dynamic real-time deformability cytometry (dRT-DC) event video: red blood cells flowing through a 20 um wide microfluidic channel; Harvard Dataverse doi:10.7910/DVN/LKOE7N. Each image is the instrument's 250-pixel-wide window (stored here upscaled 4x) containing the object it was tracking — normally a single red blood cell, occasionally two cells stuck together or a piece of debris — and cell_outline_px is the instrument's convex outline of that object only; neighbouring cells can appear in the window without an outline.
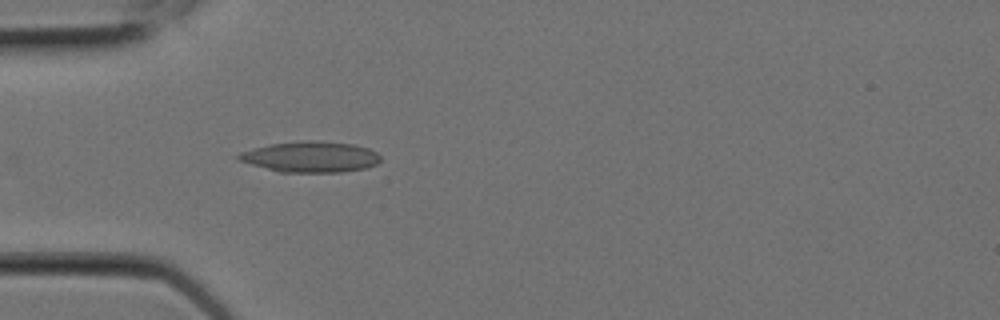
{"species": "Egyptian fruit bat (a non-hibernating species)", "species_latin": "Rousettus aegyptiacus", "temperature_condition": "room temperature", "stored_images_in_passage": 5, "camera_frame_rate_fps": 3000, "um_per_image_px": 0.085, "animal": {"sex": "female"}, "frame": {"image": 1, "passage_image": 5, "time_ms": 1.333, "image_size_px": [1000, 320], "cell_outline_px": [[380, 160], [376, 164], [368, 168], [340, 172], [280, 172], [252, 164], [240, 160], [236, 156], [240, 152], [272, 144], [308, 140], [352, 144], [368, 148], [376, 152], [380, 156]], "centroid_in_image_um": [26.45, 13.34], "position_along_channel_um": 58.6, "area_um2": 25.09}}